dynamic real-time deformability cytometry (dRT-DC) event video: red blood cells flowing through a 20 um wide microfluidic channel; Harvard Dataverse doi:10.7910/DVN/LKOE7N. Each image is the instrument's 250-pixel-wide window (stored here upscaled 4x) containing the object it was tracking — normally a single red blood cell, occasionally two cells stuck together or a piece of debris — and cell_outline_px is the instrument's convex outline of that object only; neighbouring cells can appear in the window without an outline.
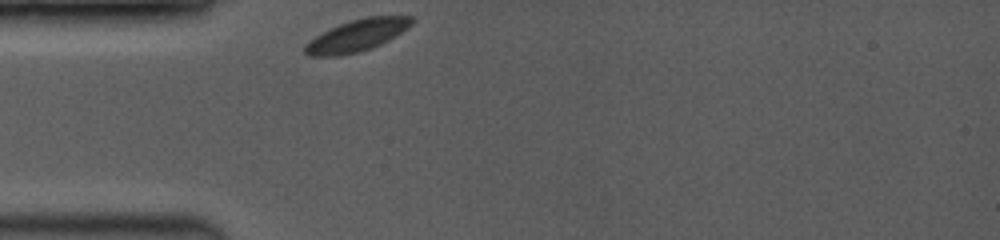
{"species": "common noctule bat (a hibernating species)", "species_latin": "Nyctalus noctula", "temperature_condition": "room temperature", "stored_images_in_passage": 45, "camera_frame_rate_fps": 3500, "um_per_image_px": 0.085, "animal": {"sex": "female", "body_mass_g": 19.0, "forearm_length_mm": 53.3}, "frame": {"image": 1, "passage_image": 1, "time_ms": 0.0, "image_size_px": [1000, 240], "cell_outline_px": [[412, 24], [408, 28], [388, 40], [372, 48], [360, 52], [336, 56], [308, 56], [304, 52], [304, 44], [316, 36], [348, 20], [368, 16], [412, 16]], "centroid_in_image_um": [30.33, 3.02], "position_along_channel_um": 54.7, "area_um2": 19.71}}
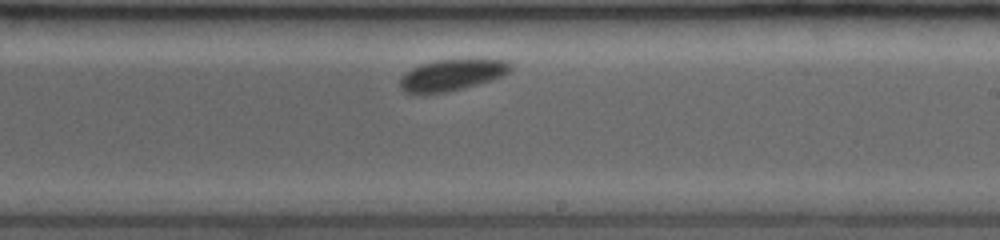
{"frame": {"image": 2, "passage_image": 23, "time_ms": 5.429, "image_size_px": [1000, 240], "cell_outline_px": [[512, 68], [504, 76], [464, 88], [448, 92], [424, 96], [416, 96], [404, 92], [400, 88], [400, 76], [404, 72], [420, 64], [436, 60], [476, 56], [508, 60], [512, 64]], "centroid_in_image_um": [38.41, 6.35], "position_along_channel_um": 250.6, "area_um2": 21.73}}
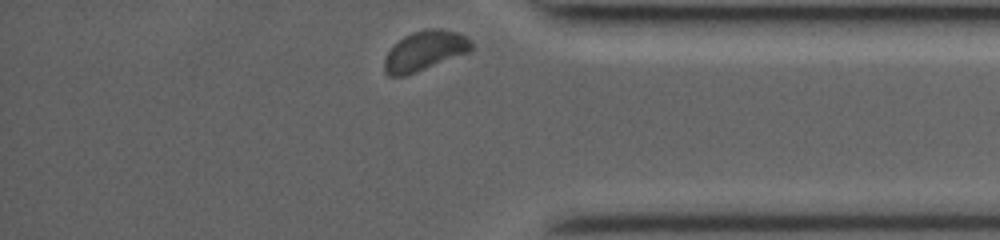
{"frame": {"image": 3, "passage_image": 44, "time_ms": 9.429, "image_size_px": [1000, 240], "cell_outline_px": [[472, 48], [468, 52], [404, 76], [388, 76], [384, 72], [384, 60], [388, 52], [404, 36], [412, 32], [428, 28], [440, 28], [456, 32], [472, 40]], "centroid_in_image_um": [36.09, 4.31], "position_along_channel_um": 399.1, "area_um2": 19.77}, "authors_computed_cell_mechanics": {"area_um2": 20.2878, "velocity_mm_per_s": 3.7631, "shape_relaxation_time_tau1_ms": 1.0348, "shape_relaxation_time_tau2_ms": null, "deformation_change_tau1": 0.0519, "deformation_change_tau2": null}}